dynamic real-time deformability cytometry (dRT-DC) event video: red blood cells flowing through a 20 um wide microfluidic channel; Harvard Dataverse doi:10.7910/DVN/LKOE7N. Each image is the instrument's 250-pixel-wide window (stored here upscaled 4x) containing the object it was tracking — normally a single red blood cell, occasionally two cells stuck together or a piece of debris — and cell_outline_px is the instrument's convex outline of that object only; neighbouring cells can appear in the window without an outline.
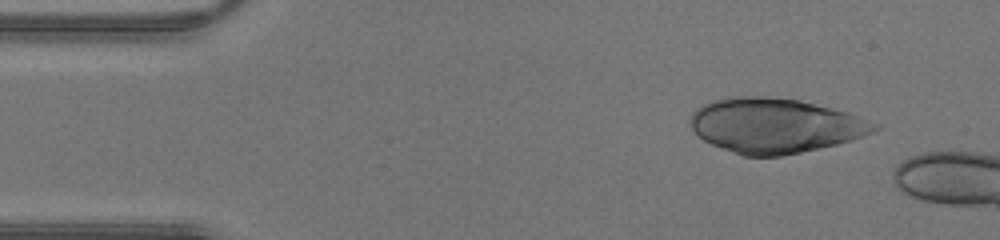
{"species": "human", "species_latin": "Homo sapiens", "temperature_condition": "warm", "stored_images_in_passage": 9, "camera_frame_rate_fps": 3000, "um_per_image_px": 0.085, "donor": {"sex": "male"}, "frame": {"image": 1, "passage_image": 1, "time_ms": 0.0, "image_size_px": [1000, 240], "cell_outline_px": [[880, 128], [872, 132], [852, 140], [820, 148], [780, 156], [744, 156], [712, 144], [704, 140], [692, 128], [692, 112], [696, 108], [712, 100], [740, 96], [764, 96], [800, 100], [848, 112], [880, 124]], "centroid_in_image_um": [65.91, 10.66], "position_along_channel_um": 19.1, "area_um2": 58.26}}